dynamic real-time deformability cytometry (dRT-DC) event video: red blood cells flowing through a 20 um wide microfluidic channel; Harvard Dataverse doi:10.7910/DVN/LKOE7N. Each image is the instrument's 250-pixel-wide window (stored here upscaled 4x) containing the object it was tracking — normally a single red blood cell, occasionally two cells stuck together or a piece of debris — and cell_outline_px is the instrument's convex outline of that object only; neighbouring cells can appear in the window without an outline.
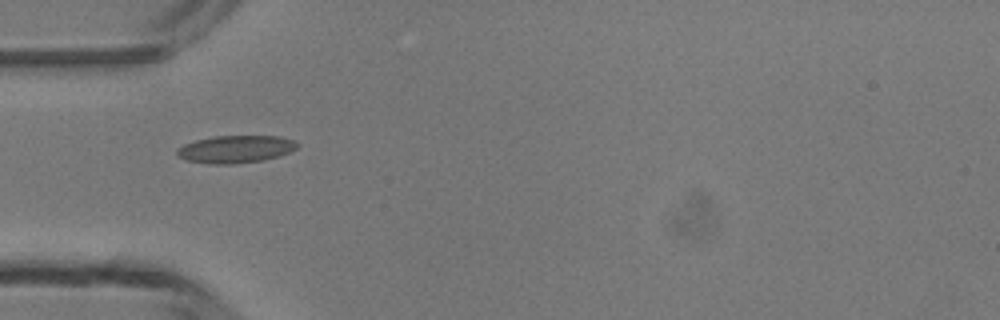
{"species": "common noctule bat (a hibernating species)", "species_latin": "Nyctalus noctula", "temperature_condition": "room temperature", "stored_images_in_passage": 4, "camera_frame_rate_fps": 3000, "um_per_image_px": 0.085, "animal": {"sex": "male", "body_mass_g": 13.3}, "frame": {"image": 1, "passage_image": 4, "time_ms": 4.333, "image_size_px": [1000, 320], "cell_outline_px": [[300, 144], [296, 148], [280, 156], [260, 160], [228, 164], [208, 164], [188, 160], [176, 156], [176, 148], [184, 144], [196, 140], [212, 136], [280, 136], [292, 140]], "centroid_in_image_um": [19.99, 12.67], "position_along_channel_um": 65.0, "area_um2": 19.19}}